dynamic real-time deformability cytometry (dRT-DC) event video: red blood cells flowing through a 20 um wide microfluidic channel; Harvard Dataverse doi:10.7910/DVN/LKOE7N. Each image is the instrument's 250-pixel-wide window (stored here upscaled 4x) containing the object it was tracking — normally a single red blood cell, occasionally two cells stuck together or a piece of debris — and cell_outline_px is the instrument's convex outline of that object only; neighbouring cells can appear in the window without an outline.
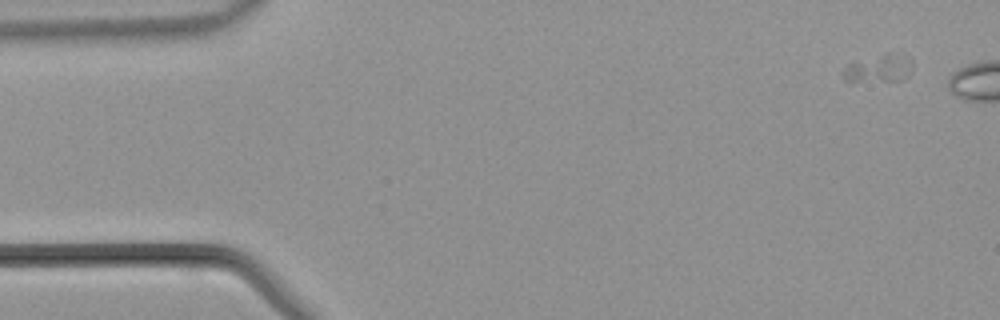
{"species": "common noctule bat (a hibernating species)", "species_latin": "Nyctalus noctula", "temperature_condition": "warm", "stored_images_in_passage": 34, "segment_of_instrument_passage": [1, 2], "camera_frame_rate_fps": 3000, "um_per_image_px": 0.085, "animal": {"sex": "male", "body_mass_g": 21.5, "forearm_length_mm": 52.0}, "frame": {"image": 1, "passage_image": 1, "time_ms": 0.0, "image_size_px": [1000, 320], "cell_outline_px": [[912, 64], [908, 76], [900, 80], [844, 80], [840, 72], [848, 64], [884, 52], [888, 52], [912, 60]], "centroid_in_image_um": [74.66, 5.8], "position_along_channel_um": 10.3, "area_um2": 10.87}}